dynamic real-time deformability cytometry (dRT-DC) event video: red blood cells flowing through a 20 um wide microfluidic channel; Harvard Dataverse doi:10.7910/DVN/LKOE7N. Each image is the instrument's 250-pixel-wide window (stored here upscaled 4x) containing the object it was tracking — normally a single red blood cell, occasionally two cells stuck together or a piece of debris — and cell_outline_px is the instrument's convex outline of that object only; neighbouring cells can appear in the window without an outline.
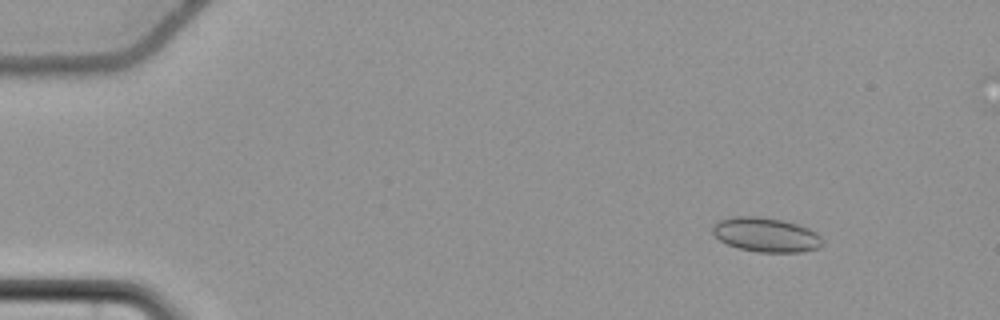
{"species": "common noctule bat (a hibernating species)", "species_latin": "Nyctalus noctula", "temperature_condition": "cold", "stored_images_in_passage": 56, "segment_of_instrument_passage": [1, 2], "camera_frame_rate_fps": 3000, "um_per_image_px": 0.085, "animal": {"sex": "female", "body_mass_g": 22.7, "forearm_length_mm": 54.2}, "frame": {"image": 1, "passage_image": 5, "time_ms": 1.333, "image_size_px": [1000, 320], "cell_outline_px": [[824, 244], [820, 248], [800, 252], [756, 252], [740, 248], [728, 244], [720, 240], [712, 232], [712, 228], [720, 220], [732, 216], [756, 216], [784, 220], [808, 228], [816, 232], [824, 240]], "centroid_in_image_um": [65.15, 19.96], "position_along_channel_um": 19.9, "area_um2": 22.02}}
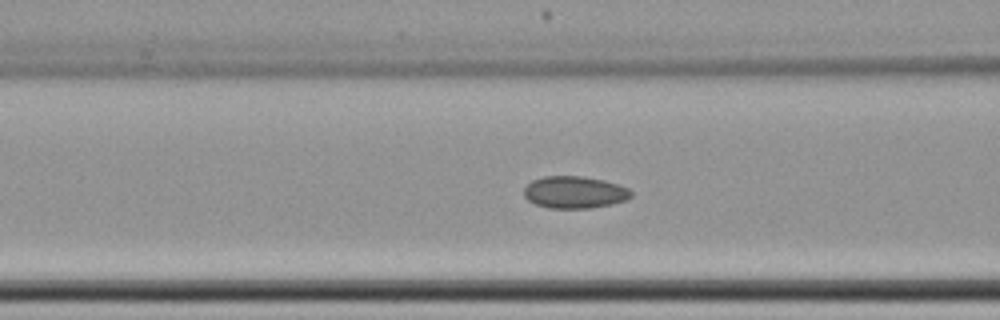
{"frame": {"image": 2, "passage_image": 22, "time_ms": 7.0, "image_size_px": [1000, 320], "cell_outline_px": [[632, 196], [624, 200], [612, 204], [588, 208], [548, 208], [536, 204], [528, 200], [524, 196], [524, 188], [532, 180], [544, 176], [584, 176], [604, 180], [628, 188], [632, 192]], "centroid_in_image_um": [48.82, 16.34], "position_along_channel_um": 117.8, "area_um2": 20.0}}
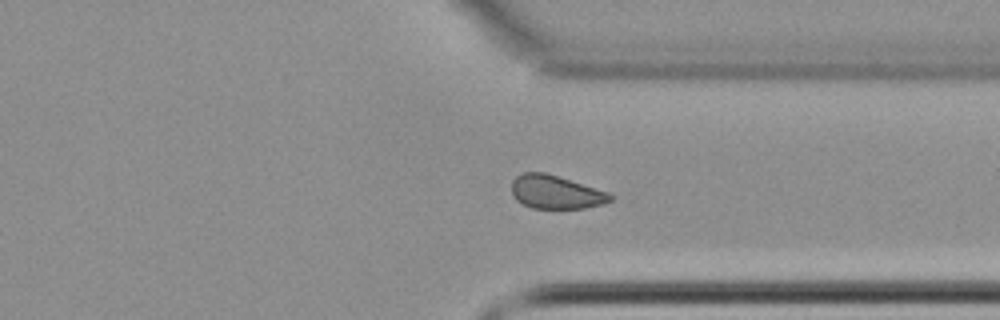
{"frame": {"image": 3, "passage_image": 42, "time_ms": 13.667, "image_size_px": [1000, 320], "cell_outline_px": [[616, 196], [612, 200], [604, 204], [584, 208], [532, 208], [516, 200], [512, 196], [512, 180], [516, 176], [524, 172], [544, 172], [608, 192]], "centroid_in_image_um": [47.24, 16.33], "position_along_channel_um": 364.2, "area_um2": 19.19}}